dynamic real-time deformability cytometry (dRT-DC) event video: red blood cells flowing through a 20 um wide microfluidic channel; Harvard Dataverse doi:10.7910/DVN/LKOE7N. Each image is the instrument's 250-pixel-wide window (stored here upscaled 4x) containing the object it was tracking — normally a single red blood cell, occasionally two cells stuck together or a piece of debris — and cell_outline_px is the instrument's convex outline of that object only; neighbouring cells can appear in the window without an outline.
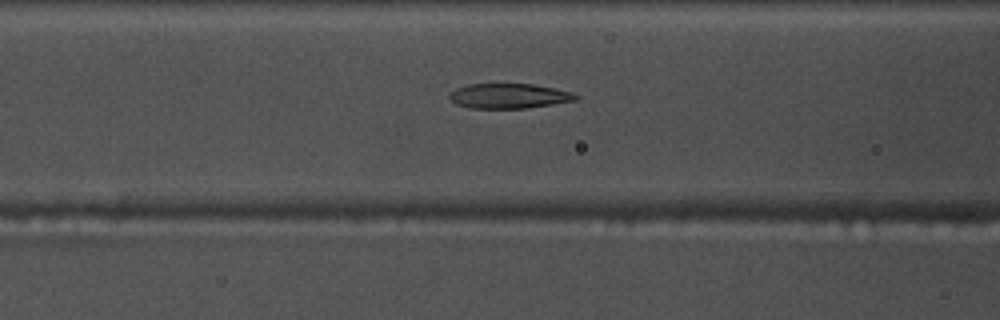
{"species": "common noctule bat (a hibernating species)", "species_latin": "Nyctalus noctula", "temperature_condition": "warm", "stored_images_in_passage": 54, "camera_frame_rate_fps": 3000, "um_per_image_px": 0.085, "animal": {"sex": "male", "body_mass_g": 17.5, "forearm_length_mm": 52.3}, "frame": {"image": 1, "passage_image": 21, "time_ms": 6.667, "image_size_px": [1000, 320], "cell_outline_px": [[580, 96], [576, 100], [552, 104], [524, 108], [472, 108], [456, 104], [448, 96], [456, 88], [468, 84], [532, 84], [572, 92]], "centroid_in_image_um": [43.26, 8.15], "position_along_channel_um": 123.3, "area_um2": 18.09}}
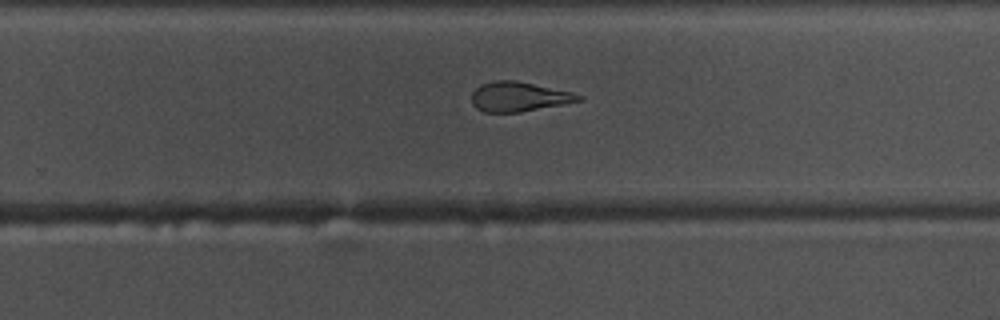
{"frame": {"image": 2, "passage_image": 34, "time_ms": 11.0, "image_size_px": [1000, 320], "cell_outline_px": [[584, 100], [564, 104], [520, 112], [484, 112], [476, 108], [472, 104], [472, 92], [480, 84], [496, 80], [516, 80], [572, 92], [584, 96]], "centroid_in_image_um": [44.11, 8.22], "position_along_channel_um": 285.7, "area_um2": 18.55}}
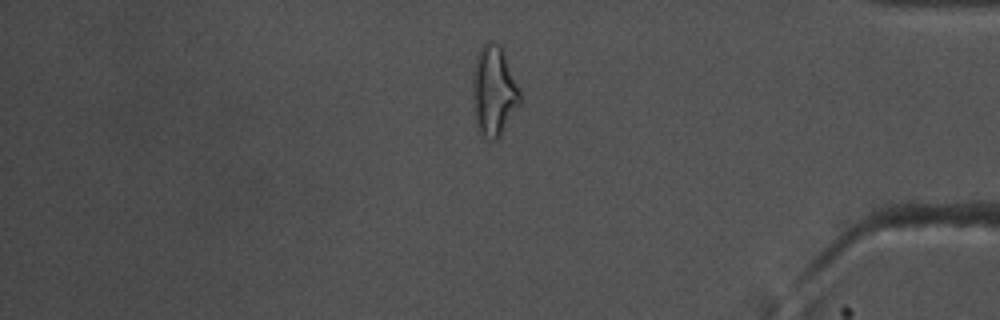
{"frame": {"image": 3, "passage_image": 45, "time_ms": 14.667, "image_size_px": [1000, 320], "cell_outline_px": [[520, 104], [500, 136], [496, 140], [492, 140], [484, 136], [480, 132], [476, 116], [472, 84], [472, 72], [476, 56], [480, 48], [488, 40], [492, 40], [500, 44], [504, 48], [520, 92]], "centroid_in_image_um": [41.99, 7.65], "position_along_channel_um": 393.2, "area_um2": 24.8}, "authors_computed_cell_mechanics": {"area_um2": 19.5653, "velocity_mm_per_s": 3.7545, "shape_relaxation_time_tau1_ms": 9.4621, "shape_relaxation_time_tau2_ms": 2.4213, "deformation_change_tau1": 0.2795, "deformation_change_tau2": 0.1084}}